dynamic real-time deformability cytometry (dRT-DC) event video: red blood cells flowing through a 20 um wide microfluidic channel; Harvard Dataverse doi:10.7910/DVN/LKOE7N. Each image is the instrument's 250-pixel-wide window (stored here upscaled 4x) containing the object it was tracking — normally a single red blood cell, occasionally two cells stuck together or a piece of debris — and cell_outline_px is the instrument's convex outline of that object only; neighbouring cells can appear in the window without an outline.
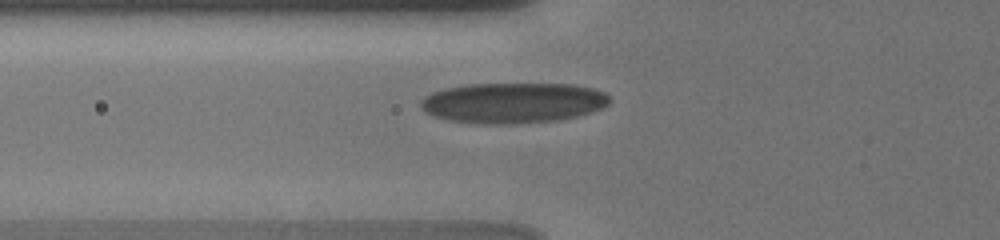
{"species": "human", "species_latin": "Homo sapiens", "temperature_condition": "cold", "stored_images_in_passage": 29, "camera_frame_rate_fps": 3000, "um_per_image_px": 0.085, "donor": {"sex": "male"}, "frame": {"image": 1, "passage_image": 3, "time_ms": 0.333, "image_size_px": [1000, 240], "cell_outline_px": [[612, 100], [604, 108], [592, 112], [560, 120], [508, 124], [476, 124], [448, 120], [432, 116], [424, 112], [420, 108], [420, 100], [424, 96], [432, 92], [444, 88], [468, 84], [572, 84], [592, 88], [604, 92]], "centroid_in_image_um": [43.57, 8.74], "position_along_channel_um": 82.2, "area_um2": 45.08}}
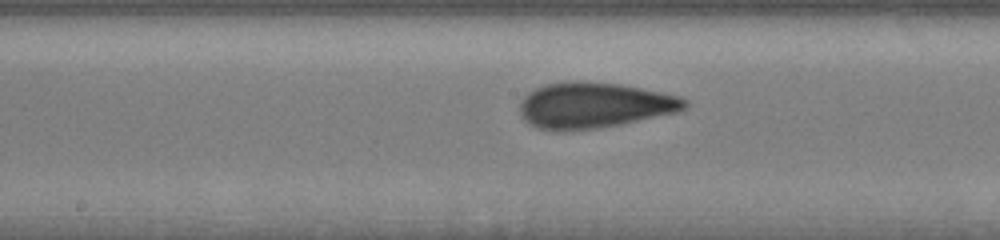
{"frame": {"image": 2, "passage_image": 13, "time_ms": 3.333, "image_size_px": [1000, 240], "cell_outline_px": [[688, 108], [680, 112], [600, 128], [556, 132], [536, 128], [528, 124], [524, 120], [520, 112], [520, 100], [528, 92], [544, 84], [620, 84], [664, 92], [680, 96], [688, 100]], "centroid_in_image_um": [50.54, 9.0], "position_along_channel_um": 197.7, "area_um2": 43.64}}
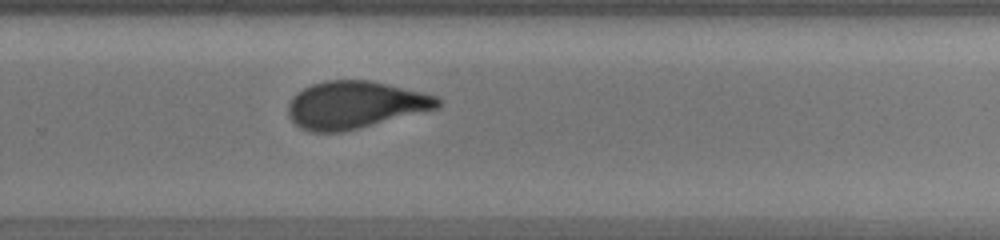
{"frame": {"image": 3, "passage_image": 24, "time_ms": 6.0, "image_size_px": [1000, 240], "cell_outline_px": [[444, 100], [440, 108], [344, 132], [308, 132], [300, 128], [288, 116], [288, 104], [292, 96], [296, 92], [312, 84], [324, 80], [372, 80], [424, 92], [436, 96]], "centroid_in_image_um": [30.2, 8.91], "position_along_channel_um": 299.6, "area_um2": 41.91}}